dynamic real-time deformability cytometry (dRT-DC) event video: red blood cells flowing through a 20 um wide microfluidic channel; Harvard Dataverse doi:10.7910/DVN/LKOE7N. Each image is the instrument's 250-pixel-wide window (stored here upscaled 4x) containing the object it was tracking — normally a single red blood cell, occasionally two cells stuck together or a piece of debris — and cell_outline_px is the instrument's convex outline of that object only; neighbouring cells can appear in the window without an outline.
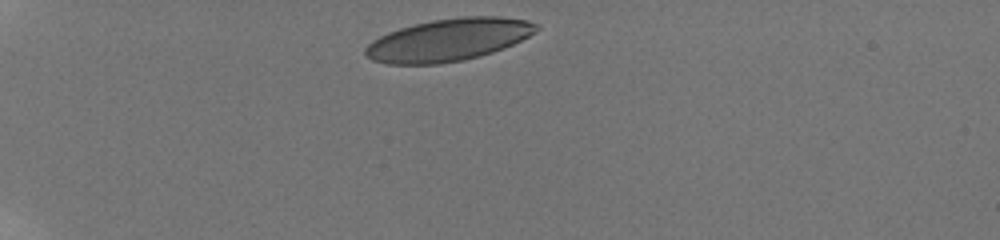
{"species": "human", "species_latin": "Homo sapiens", "temperature_condition": "room temperature", "stored_images_in_passage": 12, "camera_frame_rate_fps": 3000, "um_per_image_px": 0.085, "donor": {"sex": "male"}, "frame": {"image": 1, "passage_image": 1, "time_ms": 0.0, "image_size_px": [1000, 240], "cell_outline_px": [[540, 28], [536, 32], [504, 48], [480, 56], [464, 60], [436, 64], [388, 64], [372, 60], [364, 52], [364, 48], [372, 40], [388, 32], [400, 28], [432, 20], [464, 16], [500, 16], [528, 20], [536, 24]], "centroid_in_image_um": [38.13, 3.38], "position_along_channel_um": 46.9, "area_um2": 42.14}}
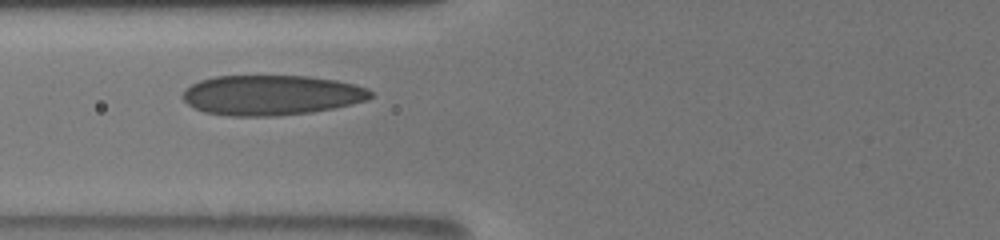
{"frame": {"image": 2, "passage_image": 9, "time_ms": 3.0, "image_size_px": [1000, 240], "cell_outline_px": [[372, 96], [364, 100], [332, 108], [312, 112], [280, 116], [228, 116], [204, 112], [188, 104], [184, 100], [184, 88], [200, 80], [216, 76], [308, 76], [336, 80], [368, 88], [372, 92]], "centroid_in_image_um": [23.03, 8.09], "position_along_channel_um": 102.8, "area_um2": 43.7}}